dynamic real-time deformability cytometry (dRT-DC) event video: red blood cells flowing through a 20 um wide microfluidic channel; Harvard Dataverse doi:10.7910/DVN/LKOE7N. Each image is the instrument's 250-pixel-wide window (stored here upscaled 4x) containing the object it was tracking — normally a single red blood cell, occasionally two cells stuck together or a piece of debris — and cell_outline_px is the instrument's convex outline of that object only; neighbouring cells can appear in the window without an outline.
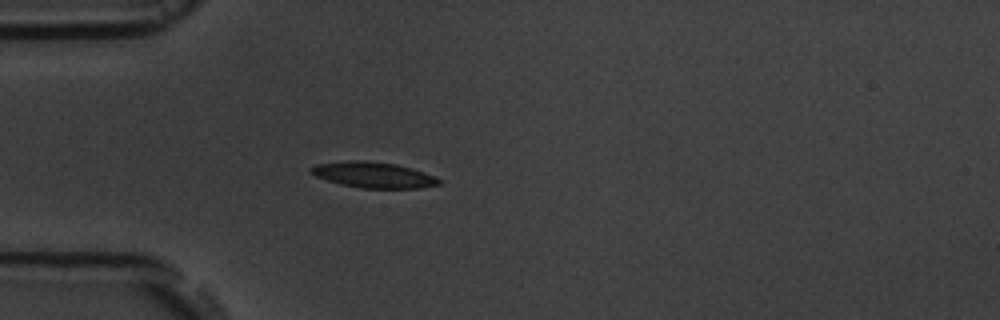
{"species": "common noctule bat (a hibernating species)", "species_latin": "Nyctalus noctula", "temperature_condition": "room temperature", "stored_images_in_passage": 1, "camera_frame_rate_fps": 3000, "um_per_image_px": 0.085, "animal": {"sex": "male", "body_mass_g": 19.5, "forearm_length_mm": 54.6}, "frame": {"image": 1, "passage_image": 1, "time_ms": 0.0, "image_size_px": [1000, 320], "cell_outline_px": [[440, 184], [420, 188], [360, 188], [340, 184], [316, 176], [308, 172], [308, 168], [316, 164], [348, 160], [364, 160], [396, 164], [412, 168], [432, 176], [440, 180]], "centroid_in_image_um": [31.68, 14.86], "position_along_channel_um": 53.3, "area_um2": 19.19}}